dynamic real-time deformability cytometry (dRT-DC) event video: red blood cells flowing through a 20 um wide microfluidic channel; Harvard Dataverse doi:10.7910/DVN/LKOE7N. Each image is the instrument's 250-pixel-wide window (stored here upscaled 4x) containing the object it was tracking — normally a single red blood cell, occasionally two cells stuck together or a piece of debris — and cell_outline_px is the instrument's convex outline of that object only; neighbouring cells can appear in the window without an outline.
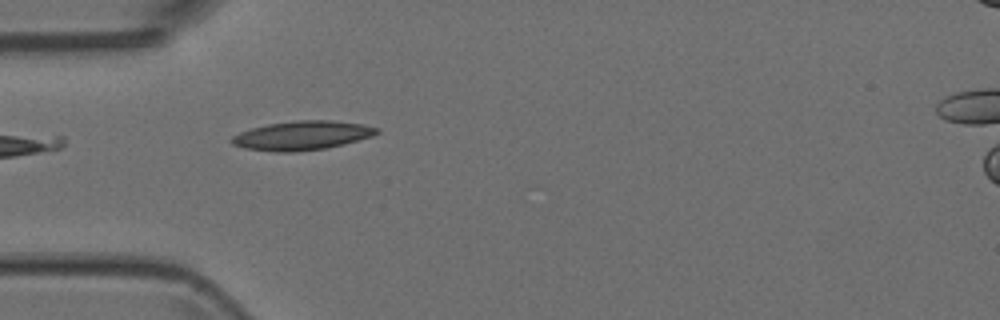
{"species": "Egyptian fruit bat (a non-hibernating species)", "species_latin": "Rousettus aegyptiacus", "temperature_condition": "room temperature", "stored_images_in_passage": 3, "camera_frame_rate_fps": 3000, "um_per_image_px": 0.085, "animal": {"sex": "female"}, "frame": {"image": 1, "passage_image": 2, "time_ms": 0.333, "image_size_px": [1000, 320], "cell_outline_px": [[380, 132], [372, 136], [344, 144], [324, 148], [296, 152], [276, 152], [244, 148], [232, 144], [228, 140], [232, 136], [240, 132], [252, 128], [268, 124], [296, 120], [332, 120], [360, 124], [380, 128]], "centroid_in_image_um": [25.66, 11.52], "position_along_channel_um": 59.3, "area_um2": 24.57}}